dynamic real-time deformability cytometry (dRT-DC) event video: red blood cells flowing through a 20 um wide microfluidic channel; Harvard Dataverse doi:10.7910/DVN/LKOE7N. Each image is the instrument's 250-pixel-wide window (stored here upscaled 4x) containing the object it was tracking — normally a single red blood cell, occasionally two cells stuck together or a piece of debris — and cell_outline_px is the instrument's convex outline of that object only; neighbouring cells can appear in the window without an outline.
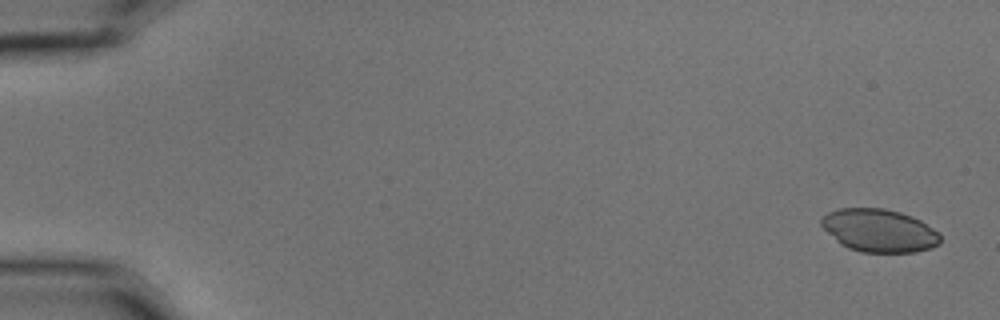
{"species": "common noctule bat (a hibernating species)", "species_latin": "Nyctalus noctula", "temperature_condition": "cold", "stored_images_in_passage": 5, "camera_frame_rate_fps": 3000, "um_per_image_px": 0.085, "animal": {"sex": "male", "body_mass_g": 15.6}, "frame": {"image": 1, "passage_image": 1, "time_ms": 0.0, "image_size_px": [1000, 320], "cell_outline_px": [[940, 244], [932, 248], [916, 252], [860, 252], [848, 248], [840, 244], [820, 224], [820, 220], [828, 212], [840, 208], [884, 208], [900, 212], [912, 216], [920, 220], [940, 232]], "centroid_in_image_um": [74.76, 19.6], "position_along_channel_um": 10.2, "area_um2": 29.88}}